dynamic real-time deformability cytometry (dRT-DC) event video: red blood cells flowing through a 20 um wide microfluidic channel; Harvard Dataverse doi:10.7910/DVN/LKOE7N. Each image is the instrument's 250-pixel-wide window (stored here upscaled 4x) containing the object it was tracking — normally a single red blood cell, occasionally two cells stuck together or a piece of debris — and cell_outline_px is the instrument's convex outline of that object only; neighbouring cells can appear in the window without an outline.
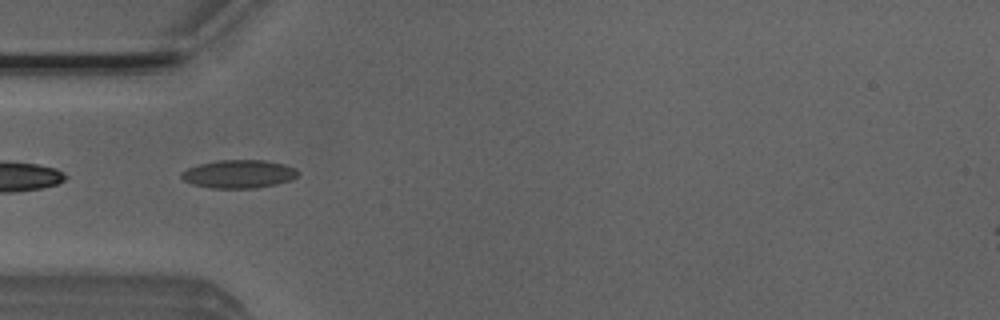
{"species": "Egyptian fruit bat (a non-hibernating species)", "species_latin": "Rousettus aegyptiacus", "temperature_condition": "room temperature", "stored_images_in_passage": 52, "segment_of_instrument_passage": [2, 2], "camera_frame_rate_fps": 3000, "um_per_image_px": 0.085, "animal": {"sex": "male"}, "frame": {"image": 1, "passage_image": 16, "time_ms": 5.0, "image_size_px": [1000, 320], "cell_outline_px": [[300, 172], [292, 180], [276, 184], [256, 188], [212, 188], [192, 184], [184, 180], [180, 176], [180, 172], [188, 168], [200, 164], [216, 160], [264, 160], [284, 164], [296, 168]], "centroid_in_image_um": [20.31, 14.79], "position_along_channel_um": 64.7, "area_um2": 19.25}}
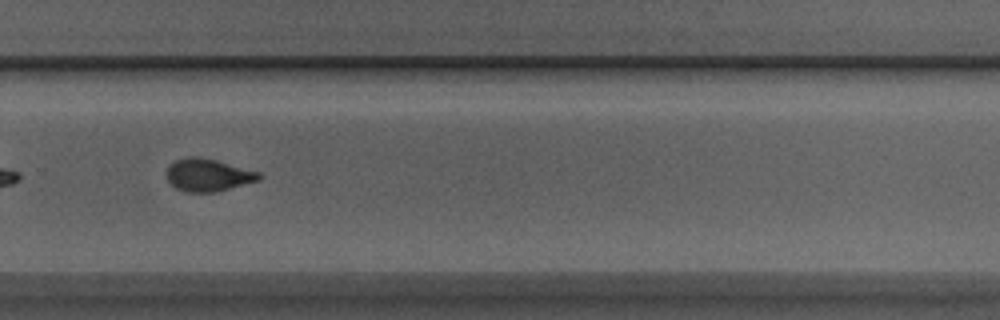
{"frame": {"image": 2, "passage_image": 35, "time_ms": 11.333, "image_size_px": [1000, 320], "cell_outline_px": [[264, 176], [260, 180], [216, 192], [188, 192], [176, 188], [168, 180], [168, 168], [176, 160], [184, 156], [196, 156], [216, 160], [260, 172]], "centroid_in_image_um": [17.73, 14.87], "position_along_channel_um": 312.1, "area_um2": 17.46}}
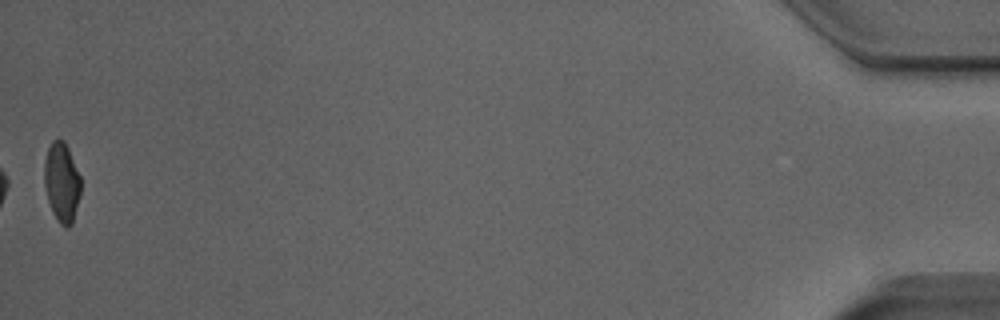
{"frame": {"image": 3, "passage_image": 52, "time_ms": 17.0, "image_size_px": [1000, 320], "cell_outline_px": [[80, 196], [72, 224], [68, 228], [64, 228], [60, 224], [52, 212], [48, 200], [44, 184], [44, 164], [48, 148], [52, 140], [64, 140], [68, 148], [80, 176]], "centroid_in_image_um": [5.25, 15.52], "position_along_channel_um": 430.0, "area_um2": 16.88}}